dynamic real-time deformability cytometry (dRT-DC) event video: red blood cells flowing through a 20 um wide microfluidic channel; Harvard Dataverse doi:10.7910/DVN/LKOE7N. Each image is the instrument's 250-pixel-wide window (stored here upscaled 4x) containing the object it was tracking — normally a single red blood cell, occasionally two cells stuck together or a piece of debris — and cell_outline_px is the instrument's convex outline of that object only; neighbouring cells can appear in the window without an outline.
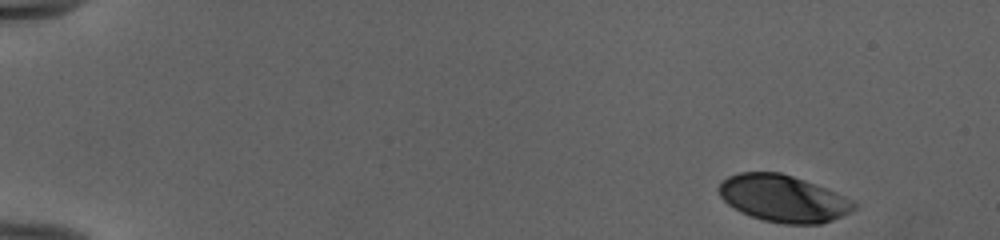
{"species": "human", "species_latin": "Homo sapiens", "temperature_condition": "cold", "stored_images_in_passage": 49, "camera_frame_rate_fps": 3000, "um_per_image_px": 0.085, "donor": {"sex": "female"}, "frame": {"image": 1, "passage_image": 1, "time_ms": 0.0, "image_size_px": [1000, 240], "cell_outline_px": [[856, 208], [832, 220], [820, 224], [784, 224], [764, 220], [740, 212], [728, 204], [720, 196], [720, 184], [728, 176], [740, 172], [780, 172], [804, 180], [844, 196], [852, 200], [856, 204]], "centroid_in_image_um": [66.56, 16.87], "position_along_channel_um": 18.4, "area_um2": 36.41}}
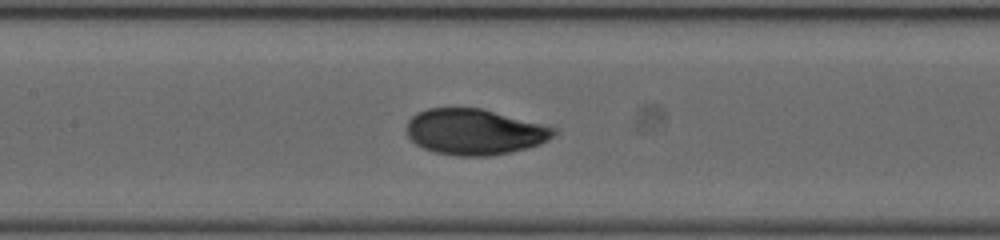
{"frame": {"image": 2, "passage_image": 23, "time_ms": 7.333, "image_size_px": [1000, 240], "cell_outline_px": [[556, 132], [548, 140], [540, 144], [508, 152], [488, 156], [456, 156], [436, 152], [424, 148], [416, 144], [408, 136], [404, 128], [408, 120], [416, 112], [428, 108], [480, 108], [556, 128]], "centroid_in_image_um": [40.27, 11.2], "position_along_channel_um": 167.1, "area_um2": 39.02}}
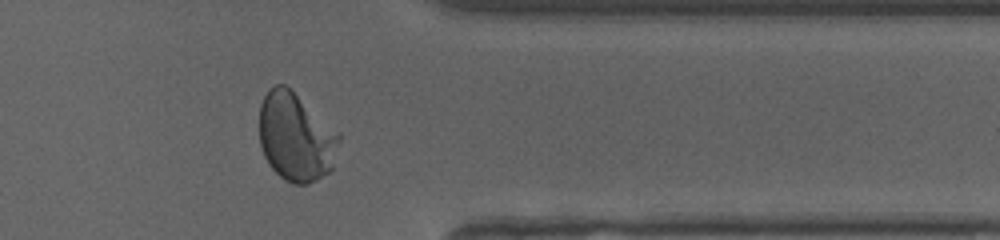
{"frame": {"image": 3, "passage_image": 40, "time_ms": 13.0, "image_size_px": [1000, 240], "cell_outline_px": [[340, 140], [332, 168], [328, 172], [316, 180], [308, 184], [292, 184], [284, 180], [268, 164], [264, 156], [260, 144], [260, 104], [268, 88], [276, 84], [284, 84], [340, 132]], "centroid_in_image_um": [25.14, 11.65], "position_along_channel_um": 386.3, "area_um2": 41.15}, "authors_computed_cell_mechanics": {"area_um2": 39.0728, "velocity_mm_per_s": 3.9664, "shape_relaxation_time_tau1_ms": 3.0103, "shape_relaxation_time_tau2_ms": null, "deformation_change_tau1": 0.1636, "deformation_change_tau2": null}}